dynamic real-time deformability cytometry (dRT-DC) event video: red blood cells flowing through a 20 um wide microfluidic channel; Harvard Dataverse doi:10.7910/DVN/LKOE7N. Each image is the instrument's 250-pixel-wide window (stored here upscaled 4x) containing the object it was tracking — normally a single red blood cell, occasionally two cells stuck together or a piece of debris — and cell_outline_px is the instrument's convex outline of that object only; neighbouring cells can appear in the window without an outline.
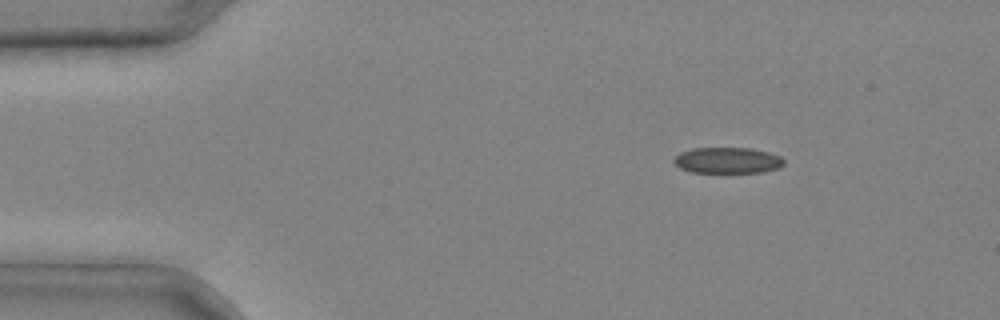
{"species": "common noctule bat (a hibernating species)", "species_latin": "Nyctalus noctula", "temperature_condition": "cold", "stored_images_in_passage": 3, "camera_frame_rate_fps": 3000, "um_per_image_px": 0.085, "animal": {"sex": "male", "body_mass_g": 20.4}, "frame": {"image": 1, "passage_image": 2, "time_ms": 0.333, "image_size_px": [1000, 320], "cell_outline_px": [[784, 164], [780, 168], [764, 172], [692, 172], [680, 168], [672, 160], [680, 152], [692, 148], [752, 148], [768, 152], [780, 156], [784, 160]], "centroid_in_image_um": [61.86, 13.63], "position_along_channel_um": 23.1, "area_um2": 16.7}}